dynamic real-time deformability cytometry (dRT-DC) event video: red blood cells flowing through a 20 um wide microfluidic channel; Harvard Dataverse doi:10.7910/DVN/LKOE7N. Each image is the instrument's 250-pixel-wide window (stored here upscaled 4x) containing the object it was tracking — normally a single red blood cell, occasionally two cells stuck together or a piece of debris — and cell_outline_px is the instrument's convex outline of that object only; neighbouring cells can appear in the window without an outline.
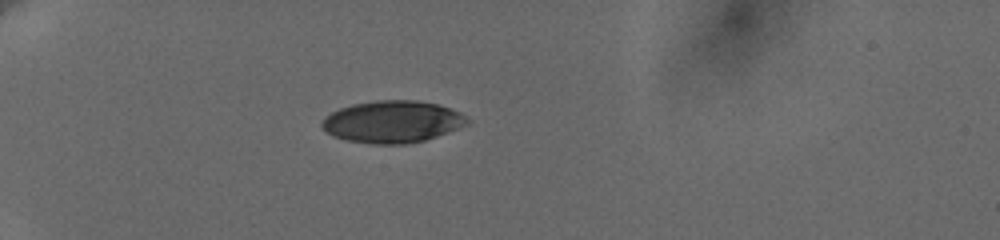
{"species": "human", "species_latin": "Homo sapiens", "temperature_condition": "cold", "stored_images_in_passage": 45, "camera_frame_rate_fps": 3000, "um_per_image_px": 0.085, "donor": {"sex": "female"}, "frame": {"image": 1, "passage_image": 1, "time_ms": 0.0, "image_size_px": [1000, 240], "cell_outline_px": [[468, 124], [436, 136], [424, 140], [404, 144], [372, 144], [344, 140], [332, 136], [320, 124], [324, 116], [340, 108], [352, 104], [376, 100], [416, 100], [436, 104], [460, 112], [468, 120]], "centroid_in_image_um": [33.3, 10.35], "position_along_channel_um": 51.7, "area_um2": 35.43}}
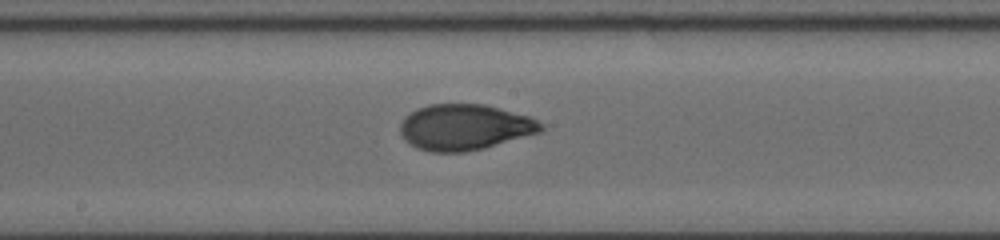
{"frame": {"image": 2, "passage_image": 25, "time_ms": 5.333, "image_size_px": [1000, 240], "cell_outline_px": [[544, 128], [540, 132], [484, 148], [464, 152], [432, 152], [416, 148], [404, 140], [400, 132], [400, 124], [404, 116], [416, 108], [428, 104], [484, 104], [528, 116], [544, 124]], "centroid_in_image_um": [39.45, 10.81], "position_along_channel_um": 208.7, "area_um2": 37.69}}
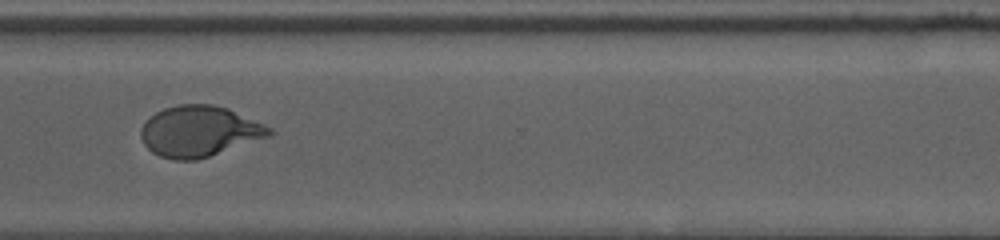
{"frame": {"image": 3, "passage_image": 44, "time_ms": 9.333, "image_size_px": [1000, 240], "cell_outline_px": [[276, 132], [272, 136], [196, 160], [172, 160], [160, 156], [152, 152], [144, 144], [140, 136], [140, 128], [156, 112], [164, 108], [180, 104], [212, 104], [228, 108], [264, 124], [272, 128]], "centroid_in_image_um": [16.97, 11.16], "position_along_channel_um": 353.6, "area_um2": 38.09}}